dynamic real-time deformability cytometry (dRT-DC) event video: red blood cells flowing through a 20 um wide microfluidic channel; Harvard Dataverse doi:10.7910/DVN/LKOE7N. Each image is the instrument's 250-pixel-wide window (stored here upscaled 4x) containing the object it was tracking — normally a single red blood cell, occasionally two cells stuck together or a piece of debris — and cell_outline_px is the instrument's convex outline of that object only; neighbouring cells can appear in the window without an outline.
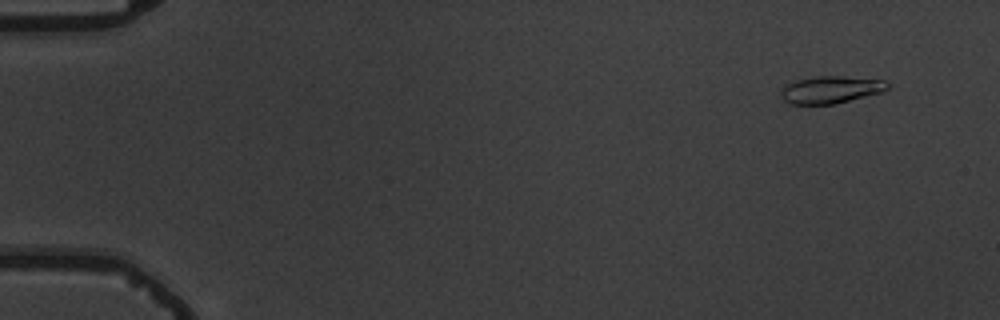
{"species": "common noctule bat (a hibernating species)", "species_latin": "Nyctalus noctula", "temperature_condition": "warm", "stored_images_in_passage": 7, "camera_frame_rate_fps": 3000, "um_per_image_px": 0.085, "animal": {"sex": "male", "body_mass_g": 19.5, "forearm_length_mm": 54.6}, "frame": {"image": 1, "passage_image": 2, "time_ms": 1.0, "image_size_px": [1000, 320], "cell_outline_px": [[892, 84], [884, 92], [836, 104], [792, 104], [784, 100], [780, 96], [780, 88], [784, 84], [796, 80], [812, 76], [844, 76], [884, 80]], "centroid_in_image_um": [70.62, 7.61], "position_along_channel_um": 14.4, "area_um2": 17.4}}